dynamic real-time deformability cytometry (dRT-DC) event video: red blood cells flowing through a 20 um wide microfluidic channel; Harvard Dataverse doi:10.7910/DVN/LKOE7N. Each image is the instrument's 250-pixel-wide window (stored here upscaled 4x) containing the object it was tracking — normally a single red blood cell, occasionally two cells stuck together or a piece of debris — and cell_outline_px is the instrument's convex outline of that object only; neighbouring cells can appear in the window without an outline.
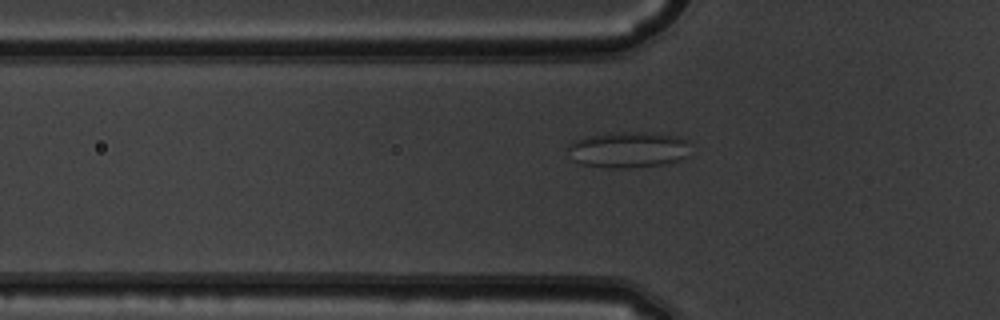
{"species": "common noctule bat (a hibernating species)", "species_latin": "Nyctalus noctula", "temperature_condition": "warm", "stored_images_in_passage": 47, "camera_frame_rate_fps": 3000, "um_per_image_px": 0.085, "animal": {"sex": "male", "body_mass_g": 19.5, "forearm_length_mm": 54.6}, "frame": {"image": 1, "passage_image": 18, "time_ms": 5.667, "image_size_px": [1000, 320], "cell_outline_px": [[688, 156], [680, 160], [664, 164], [628, 168], [612, 168], [580, 164], [572, 160], [568, 148], [576, 140], [588, 136], [604, 132], [640, 132], [680, 136], [684, 140]], "centroid_in_image_um": [53.37, 12.73], "position_along_channel_um": 72.4, "area_um2": 25.55}}
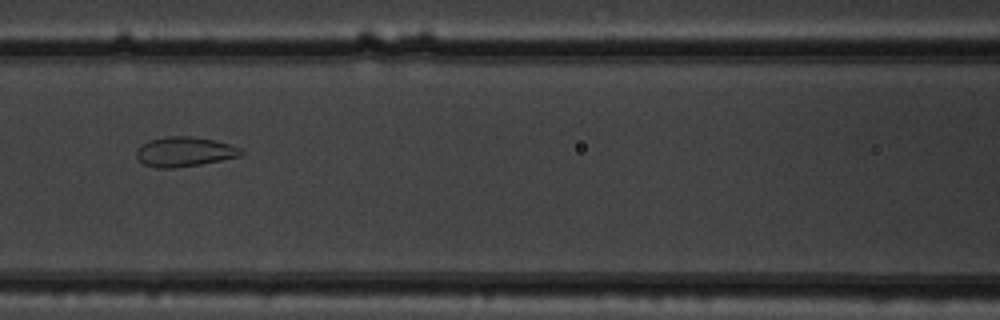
{"frame": {"image": 2, "passage_image": 24, "time_ms": 7.667, "image_size_px": [1000, 320], "cell_outline_px": [[244, 152], [240, 156], [200, 164], [176, 168], [156, 168], [144, 164], [136, 156], [136, 148], [140, 144], [148, 140], [168, 136], [192, 136], [216, 140], [232, 144], [240, 148]], "centroid_in_image_um": [15.66, 12.88], "position_along_channel_um": 150.9, "area_um2": 18.32}}
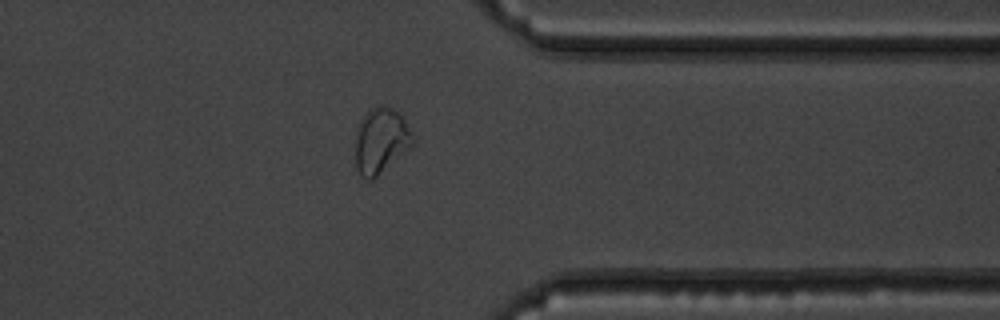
{"frame": {"image": 3, "passage_image": 42, "time_ms": 13.667, "image_size_px": [1000, 320], "cell_outline_px": [[412, 144], [408, 148], [372, 180], [368, 180], [360, 176], [356, 168], [356, 136], [360, 120], [372, 108], [380, 104], [392, 108], [404, 120], [412, 136]], "centroid_in_image_um": [32.32, 11.96], "position_along_channel_um": 379.1, "area_um2": 21.15}}